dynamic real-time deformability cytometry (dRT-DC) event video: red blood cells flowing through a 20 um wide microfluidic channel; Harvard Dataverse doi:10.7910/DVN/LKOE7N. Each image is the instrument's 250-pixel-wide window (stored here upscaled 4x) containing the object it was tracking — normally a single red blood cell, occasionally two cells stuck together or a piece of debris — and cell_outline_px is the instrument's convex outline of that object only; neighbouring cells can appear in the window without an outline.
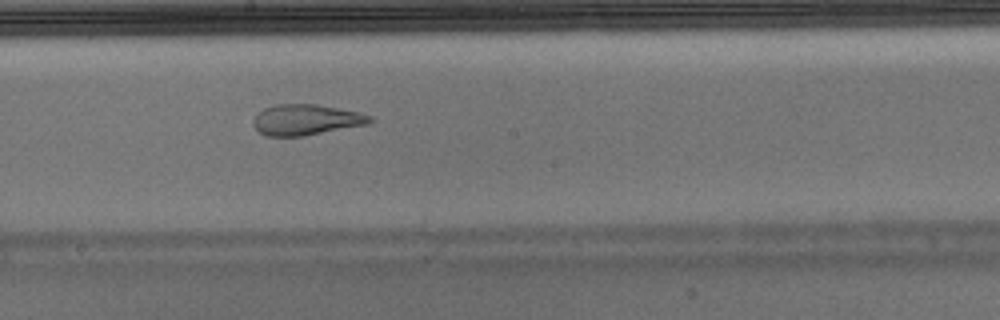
{"species": "Egyptian fruit bat (a non-hibernating species)", "species_latin": "Rousettus aegyptiacus", "temperature_condition": "warm", "stored_images_in_passage": 11, "camera_frame_rate_fps": 3000, "um_per_image_px": 0.085, "animal": {"sex": "male"}, "frame": {"image": 1, "passage_image": 11, "time_ms": 3.333, "image_size_px": [1000, 320], "cell_outline_px": [[372, 120], [368, 124], [304, 136], [268, 136], [260, 132], [252, 124], [252, 120], [264, 108], [276, 104], [316, 104], [360, 112], [372, 116]], "centroid_in_image_um": [26.02, 10.18], "position_along_channel_um": 222.2, "area_um2": 20.81}}